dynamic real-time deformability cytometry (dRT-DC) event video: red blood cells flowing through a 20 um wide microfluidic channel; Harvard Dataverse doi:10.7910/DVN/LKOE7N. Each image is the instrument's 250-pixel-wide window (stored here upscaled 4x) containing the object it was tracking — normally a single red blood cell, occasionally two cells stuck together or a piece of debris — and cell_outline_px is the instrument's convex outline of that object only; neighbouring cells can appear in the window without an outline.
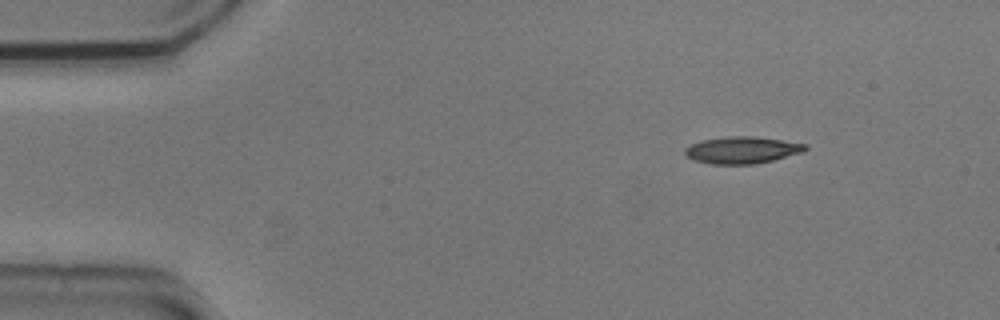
{"species": "common noctule bat (a hibernating species)", "species_latin": "Nyctalus noctula", "temperature_condition": "cold", "stored_images_in_passage": 6, "segment_of_instrument_passage": [2, 2], "camera_frame_rate_fps": 3000, "um_per_image_px": 0.085, "animal": {"sex": "male", "body_mass_g": 20.5, "forearm_length_mm": 52.5}, "frame": {"image": 1, "passage_image": 6, "time_ms": 1.667, "image_size_px": [1000, 320], "cell_outline_px": [[808, 148], [804, 152], [756, 164], [712, 164], [692, 160], [684, 152], [684, 148], [692, 144], [704, 140], [728, 136], [752, 136], [808, 144]], "centroid_in_image_um": [63.09, 12.76], "position_along_channel_um": 21.9, "area_um2": 18.79}}